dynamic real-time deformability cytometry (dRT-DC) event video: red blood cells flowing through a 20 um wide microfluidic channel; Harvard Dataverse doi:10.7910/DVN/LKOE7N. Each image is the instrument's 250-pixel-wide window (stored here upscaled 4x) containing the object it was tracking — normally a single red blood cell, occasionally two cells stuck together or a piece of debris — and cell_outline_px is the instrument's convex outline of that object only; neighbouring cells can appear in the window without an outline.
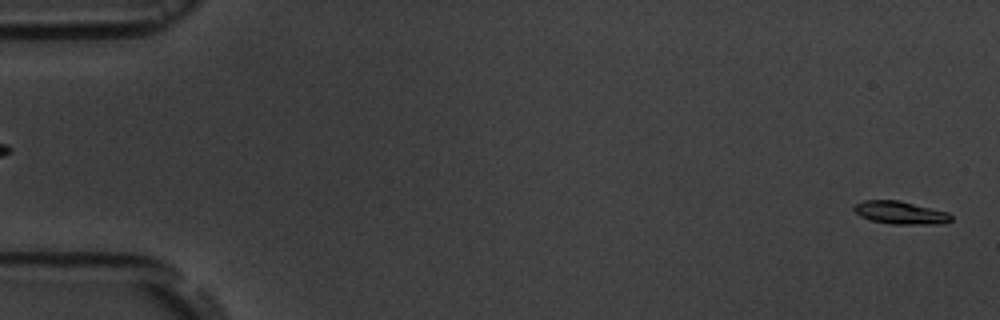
{"species": "common noctule bat (a hibernating species)", "species_latin": "Nyctalus noctula", "temperature_condition": "room temperature", "stored_images_in_passage": 4, "segment_of_instrument_passage": [2, 2], "camera_frame_rate_fps": 3000, "um_per_image_px": 0.085, "animal": {"sex": "male", "body_mass_g": 19.5, "forearm_length_mm": 54.6}, "frame": {"image": 1, "passage_image": 4, "time_ms": 3.333, "image_size_px": [1000, 320], "cell_outline_px": [[952, 220], [944, 224], [892, 224], [872, 220], [860, 216], [852, 208], [856, 204], [864, 200], [900, 200], [948, 212], [952, 216]], "centroid_in_image_um": [76.57, 18.08], "position_along_channel_um": 8.4, "area_um2": 12.95}}